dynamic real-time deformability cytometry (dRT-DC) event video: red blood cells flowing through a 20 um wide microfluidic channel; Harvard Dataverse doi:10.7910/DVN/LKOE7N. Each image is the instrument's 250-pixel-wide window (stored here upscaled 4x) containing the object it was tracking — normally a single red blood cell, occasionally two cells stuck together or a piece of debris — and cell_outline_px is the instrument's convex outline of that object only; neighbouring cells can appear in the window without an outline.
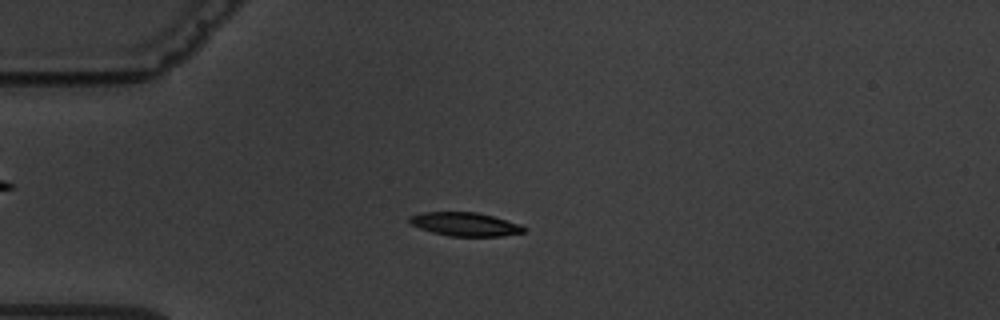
{"species": "common noctule bat (a hibernating species)", "species_latin": "Nyctalus noctula", "temperature_condition": "warm", "stored_images_in_passage": 7, "camera_frame_rate_fps": 3000, "um_per_image_px": 0.085, "animal": {"sex": "male", "body_mass_g": 19.5, "forearm_length_mm": 54.6}, "frame": {"image": 1, "passage_image": 4, "time_ms": 3.333, "image_size_px": [1000, 320], "cell_outline_px": [[524, 232], [500, 236], [448, 236], [432, 232], [420, 228], [412, 224], [408, 220], [408, 216], [420, 212], [476, 212], [492, 216], [520, 224], [524, 228]], "centroid_in_image_um": [39.48, 19.05], "position_along_channel_um": 45.5, "area_um2": 15.61}}
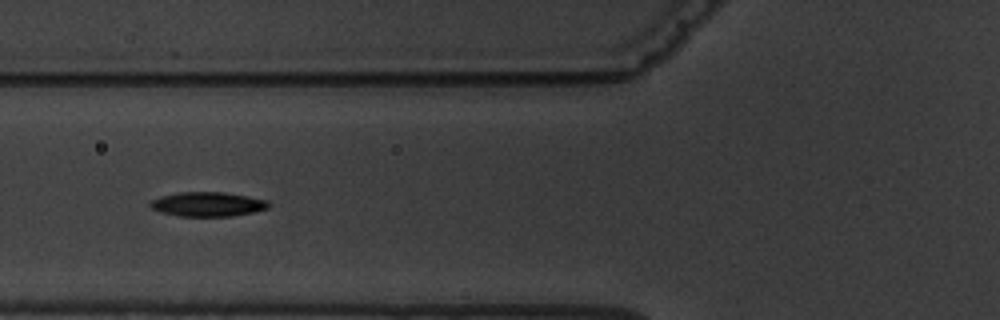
{"frame": {"image": 2, "passage_image": 6, "time_ms": 5.667, "image_size_px": [1000, 320], "cell_outline_px": [[268, 208], [252, 212], [232, 216], [180, 216], [160, 212], [152, 208], [148, 204], [152, 200], [160, 196], [180, 192], [224, 192], [248, 196], [268, 200]], "centroid_in_image_um": [17.63, 17.35], "position_along_channel_um": 108.2, "area_um2": 16.76}}
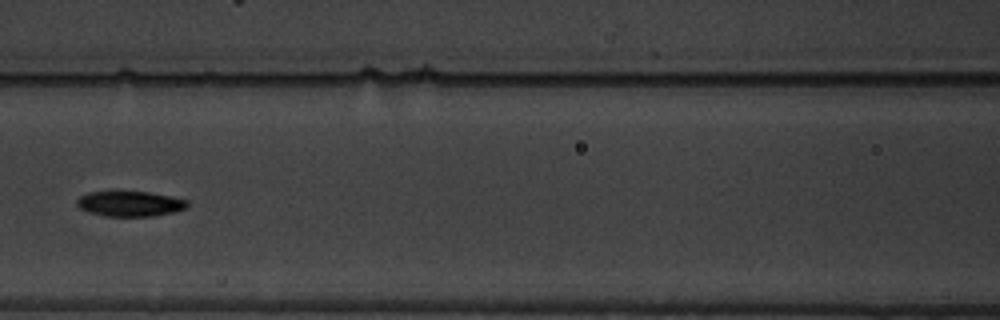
{"frame": {"image": 3, "passage_image": 7, "time_ms": 7.0, "image_size_px": [1000, 320], "cell_outline_px": [[188, 204], [184, 208], [172, 212], [152, 216], [104, 216], [80, 208], [76, 204], [76, 200], [80, 196], [88, 192], [108, 188], [116, 188], [148, 192], [188, 200]], "centroid_in_image_um": [10.95, 17.25], "position_along_channel_um": 155.6, "area_um2": 16.88}}